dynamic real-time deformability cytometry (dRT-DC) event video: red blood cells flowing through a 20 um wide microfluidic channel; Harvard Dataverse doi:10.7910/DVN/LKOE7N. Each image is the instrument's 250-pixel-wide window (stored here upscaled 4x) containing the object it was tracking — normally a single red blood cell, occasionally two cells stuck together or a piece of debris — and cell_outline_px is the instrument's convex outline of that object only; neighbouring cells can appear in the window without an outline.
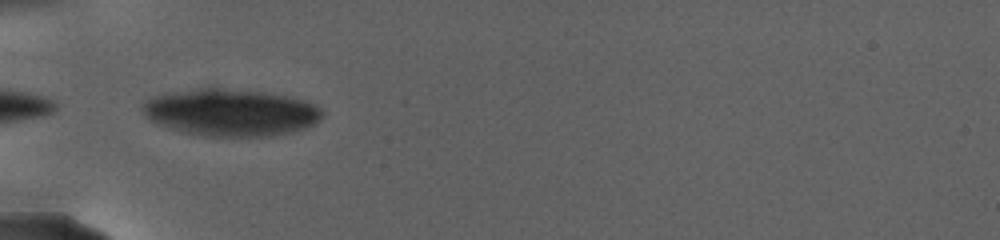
{"species": "human", "species_latin": "Homo sapiens", "temperature_condition": "warm", "stored_images_in_passage": 49, "camera_frame_rate_fps": 3000, "um_per_image_px": 0.085, "donor": {"sex": "female"}, "frame": {"image": 1, "passage_image": 1, "time_ms": 0.0, "image_size_px": [1000, 240], "cell_outline_px": [[324, 116], [320, 120], [304, 128], [292, 132], [272, 136], [196, 136], [180, 132], [156, 124], [144, 116], [140, 108], [148, 100], [156, 96], [168, 92], [212, 84], [284, 96], [304, 100], [320, 108], [324, 112]], "centroid_in_image_um": [19.54, 9.53], "position_along_channel_um": 65.5, "area_um2": 50.4}}
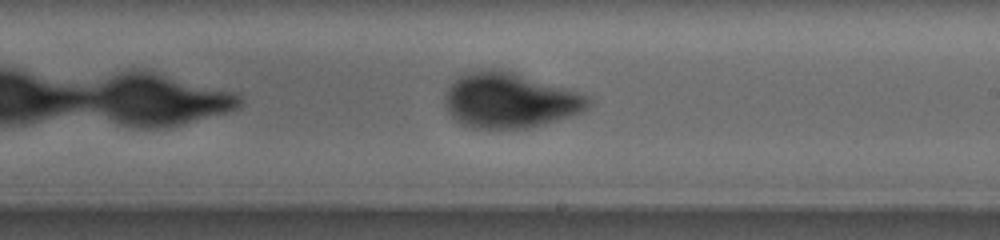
{"frame": {"image": 2, "passage_image": 27, "time_ms": 7.667, "image_size_px": [1000, 240], "cell_outline_px": [[596, 100], [588, 108], [580, 112], [556, 120], [528, 128], [472, 128], [460, 124], [448, 112], [444, 104], [444, 92], [456, 76], [464, 72], [480, 68], [488, 68], [512, 72], [568, 88], [592, 96]], "centroid_in_image_um": [43.31, 8.51], "position_along_channel_um": 245.7, "area_um2": 46.76}}
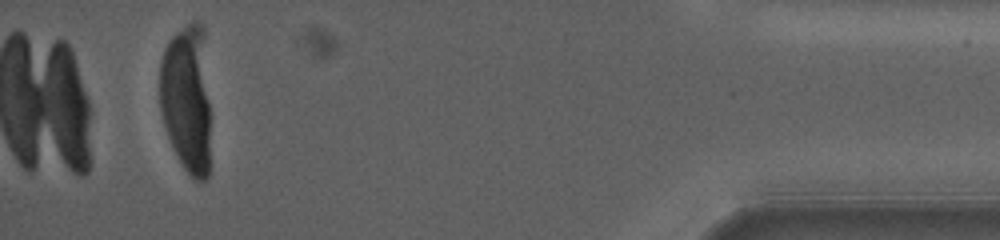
{"frame": {"image": 3, "passage_image": 49, "time_ms": 17.333, "image_size_px": [1000, 240], "cell_outline_px": [[208, 176], [204, 180], [196, 180], [184, 168], [168, 136], [164, 124], [160, 108], [160, 64], [164, 48], [172, 36], [176, 32], [192, 20], [196, 20], [204, 28], [208, 104]], "centroid_in_image_um": [15.86, 8.3], "position_along_channel_um": 419.3, "area_um2": 43.41}, "authors_computed_cell_mechanics": {"area_um2": 47.3382, "velocity_mm_per_s": 2.4301, "shape_relaxation_time_tau1_ms": 6.4969, "shape_relaxation_time_tau2_ms": null, "deformation_change_tau1": 0.1916, "deformation_change_tau2": null}}